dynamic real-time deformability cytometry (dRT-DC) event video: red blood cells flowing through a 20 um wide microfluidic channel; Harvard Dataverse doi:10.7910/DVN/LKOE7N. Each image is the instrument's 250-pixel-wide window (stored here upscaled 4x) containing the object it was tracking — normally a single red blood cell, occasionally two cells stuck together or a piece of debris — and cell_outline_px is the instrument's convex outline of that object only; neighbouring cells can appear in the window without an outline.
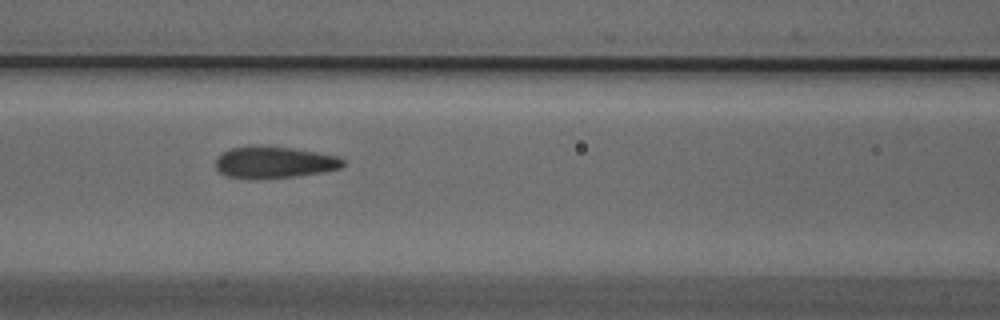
{"species": "Egyptian fruit bat (a non-hibernating species)", "species_latin": "Rousettus aegyptiacus", "temperature_condition": "cold", "stored_images_in_passage": 41, "camera_frame_rate_fps": 3000, "um_per_image_px": 0.085, "animal": {"sex": "male"}, "frame": {"image": 1, "passage_image": 17, "time_ms": 5.333, "image_size_px": [1000, 320], "cell_outline_px": [[344, 164], [340, 168], [320, 172], [296, 176], [228, 176], [220, 172], [216, 168], [216, 160], [228, 148], [292, 148], [340, 156], [344, 160]], "centroid_in_image_um": [23.4, 13.78], "position_along_channel_um": 143.2, "area_um2": 21.91}}
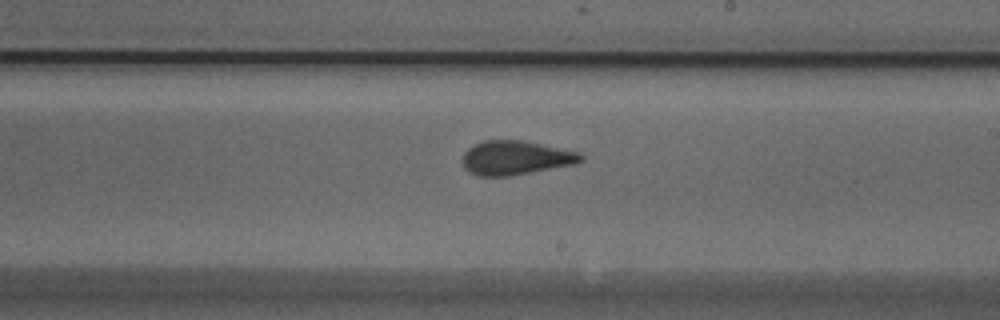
{"frame": {"image": 2, "passage_image": 25, "time_ms": 8.0, "image_size_px": [1000, 320], "cell_outline_px": [[584, 160], [576, 164], [508, 176], [480, 176], [468, 172], [464, 168], [464, 152], [468, 148], [484, 140], [524, 140], [580, 152], [584, 156]], "centroid_in_image_um": [43.87, 13.41], "position_along_channel_um": 245.1, "area_um2": 23.52}}
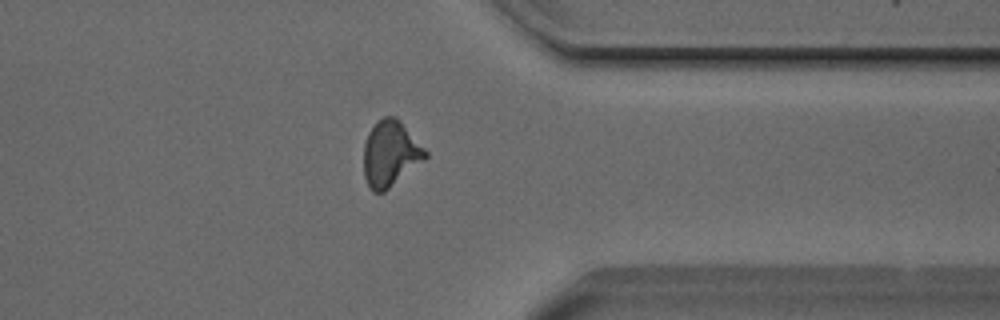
{"frame": {"image": 3, "passage_image": 36, "time_ms": 11.667, "image_size_px": [1000, 320], "cell_outline_px": [[428, 156], [424, 160], [384, 192], [372, 192], [368, 188], [364, 176], [364, 144], [368, 132], [384, 116], [396, 116], [400, 120], [428, 152]], "centroid_in_image_um": [33.17, 13.07], "position_along_channel_um": 378.2, "area_um2": 23.52}, "authors_computed_cell_mechanics": {"area_um2": 23.5246, "velocity_mm_per_s": 3.8334, "shape_relaxation_time_tau1_ms": 9.0345, "shape_relaxation_time_tau2_ms": 1.3193, "deformation_change_tau1": 0.2173, "deformation_change_tau2": 0.0839}}